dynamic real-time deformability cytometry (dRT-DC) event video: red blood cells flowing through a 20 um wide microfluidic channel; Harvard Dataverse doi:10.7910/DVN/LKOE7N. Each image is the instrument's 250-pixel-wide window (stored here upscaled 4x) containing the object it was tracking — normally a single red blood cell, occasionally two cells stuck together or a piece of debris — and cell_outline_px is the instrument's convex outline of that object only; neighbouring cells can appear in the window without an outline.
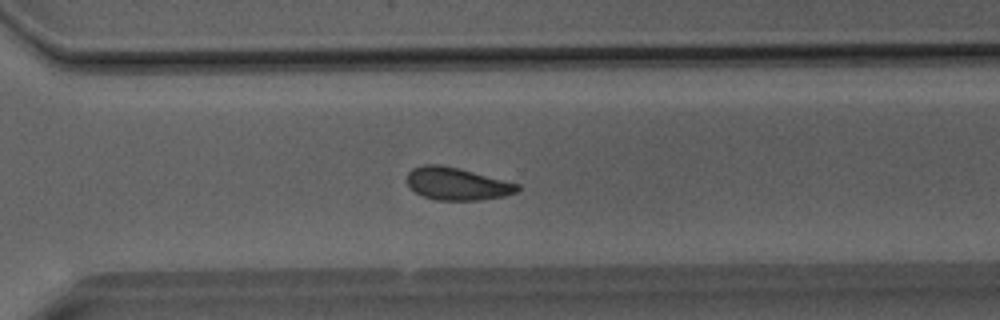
{"species": "Egyptian fruit bat (a non-hibernating species)", "species_latin": "Rousettus aegyptiacus", "temperature_condition": "room temperature", "stored_images_in_passage": 36, "camera_frame_rate_fps": 3000, "um_per_image_px": 0.085, "animal": {"sex": "male"}, "frame": {"image": 1, "passage_image": 25, "time_ms": 8.0, "image_size_px": [1000, 320], "cell_outline_px": [[520, 188], [516, 192], [504, 196], [480, 200], [436, 200], [424, 196], [416, 192], [408, 184], [408, 172], [412, 168], [424, 164], [440, 164], [460, 168], [520, 184]], "centroid_in_image_um": [38.86, 15.61], "position_along_channel_um": 331.7, "area_um2": 20.92}}
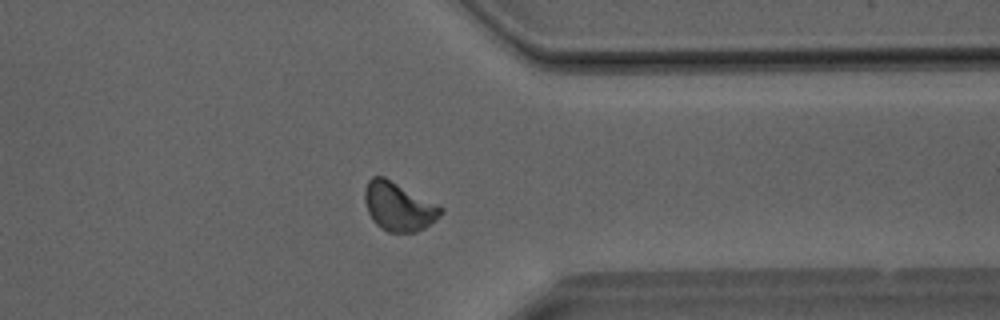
{"frame": {"image": 2, "passage_image": 28, "time_ms": 9.0, "image_size_px": [1000, 320], "cell_outline_px": [[444, 212], [436, 220], [424, 228], [416, 232], [388, 232], [376, 224], [372, 220], [368, 212], [364, 200], [364, 188], [368, 180], [372, 176], [384, 176], [444, 208]], "centroid_in_image_um": [33.86, 17.55], "position_along_channel_um": 377.5, "area_um2": 21.56}}
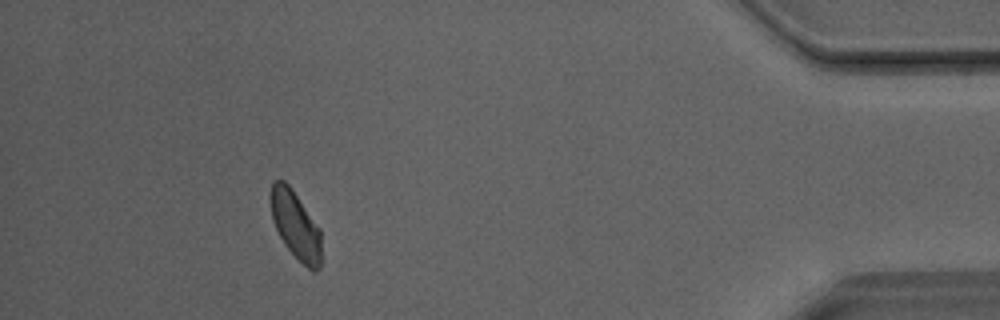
{"frame": {"image": 3, "passage_image": 33, "time_ms": 10.667, "image_size_px": [1000, 320], "cell_outline_px": [[320, 268], [316, 272], [312, 272], [284, 244], [272, 220], [268, 200], [268, 196], [272, 180], [284, 180], [292, 188], [320, 228]], "centroid_in_image_um": [25.08, 19.07], "position_along_channel_um": 410.1, "area_um2": 20.29}}